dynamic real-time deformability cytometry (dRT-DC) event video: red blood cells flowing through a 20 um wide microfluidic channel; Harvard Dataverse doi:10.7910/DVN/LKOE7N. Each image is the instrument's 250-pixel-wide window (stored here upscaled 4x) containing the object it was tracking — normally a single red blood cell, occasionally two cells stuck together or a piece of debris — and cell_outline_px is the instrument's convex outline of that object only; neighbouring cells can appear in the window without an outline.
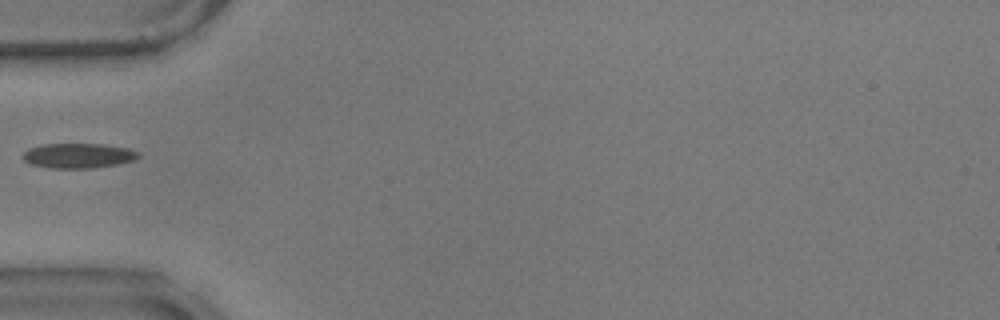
{"species": "common noctule bat (a hibernating species)", "species_latin": "Nyctalus noctula", "temperature_condition": "warm", "stored_images_in_passage": 39, "camera_frame_rate_fps": 3000, "um_per_image_px": 0.085, "animal": {"sex": "male", "body_mass_g": 17.9}, "frame": {"image": 1, "passage_image": 1, "time_ms": 0.0, "image_size_px": [1000, 320], "cell_outline_px": [[140, 156], [136, 160], [116, 164], [92, 168], [52, 168], [32, 164], [24, 160], [20, 156], [28, 148], [40, 144], [104, 144], [128, 148], [140, 152]], "centroid_in_image_um": [6.66, 13.22], "position_along_channel_um": 78.3, "area_um2": 16.88}}
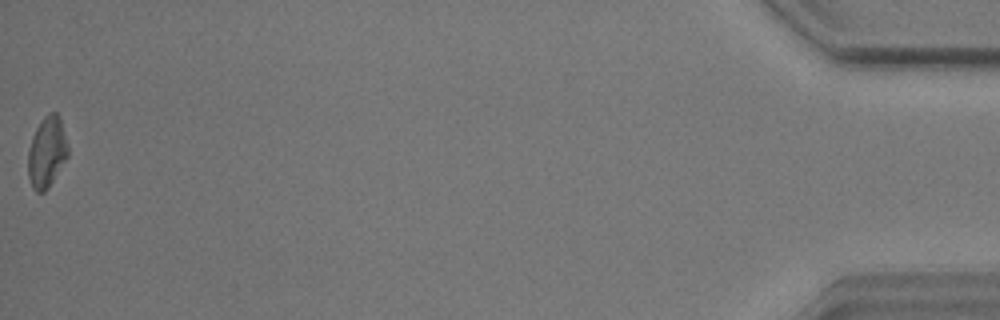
{"frame": {"image": 2, "passage_image": 39, "time_ms": 12.667, "image_size_px": [1000, 320], "cell_outline_px": [[68, 156], [48, 188], [44, 192], [36, 192], [32, 188], [28, 176], [28, 148], [32, 136], [36, 128], [44, 116], [48, 112], [56, 112], [60, 116], [68, 148]], "centroid_in_image_um": [3.97, 12.92], "position_along_channel_um": 431.2, "area_um2": 16.53}}